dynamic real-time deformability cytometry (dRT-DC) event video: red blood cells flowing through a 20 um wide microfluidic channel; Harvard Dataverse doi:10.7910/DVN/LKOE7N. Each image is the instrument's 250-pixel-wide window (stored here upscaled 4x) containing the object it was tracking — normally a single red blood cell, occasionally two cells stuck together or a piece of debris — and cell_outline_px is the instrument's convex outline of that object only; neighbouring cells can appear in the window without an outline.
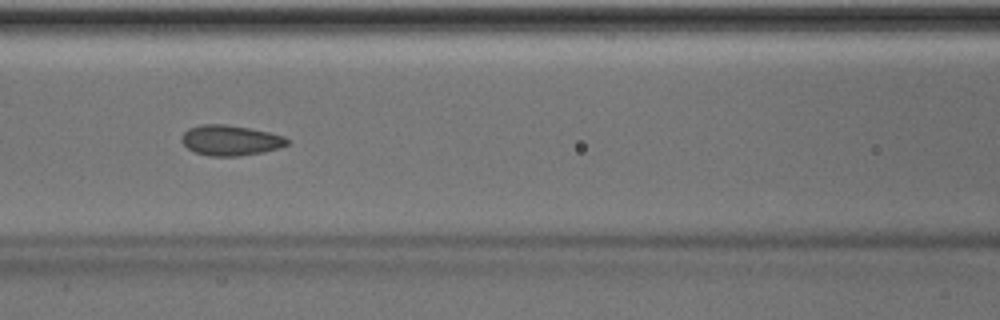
{"species": "Egyptian fruit bat (a non-hibernating species)", "species_latin": "Rousettus aegyptiacus", "temperature_condition": "room temperature", "stored_images_in_passage": 51, "camera_frame_rate_fps": 3000, "um_per_image_px": 0.085, "animal": {"sex": "male"}, "frame": {"image": 1, "passage_image": 22, "time_ms": 7.0, "image_size_px": [1000, 320], "cell_outline_px": [[288, 144], [280, 148], [264, 152], [236, 156], [208, 156], [196, 152], [188, 148], [180, 140], [180, 136], [188, 128], [200, 124], [224, 124], [248, 128], [268, 132], [284, 136], [288, 140]], "centroid_in_image_um": [19.56, 11.92], "position_along_channel_um": 147.0, "area_um2": 18.67}, "authors_computed_cell_mechanics": {"area_um2": 18.6694, "velocity_mm_per_s": 4.0438, "shape_relaxation_time_tau1_ms": 5.9468, "shape_relaxation_time_tau2_ms": 1.141, "deformation_change_tau1": 0.0861, "deformation_change_tau2": 0.0528}}